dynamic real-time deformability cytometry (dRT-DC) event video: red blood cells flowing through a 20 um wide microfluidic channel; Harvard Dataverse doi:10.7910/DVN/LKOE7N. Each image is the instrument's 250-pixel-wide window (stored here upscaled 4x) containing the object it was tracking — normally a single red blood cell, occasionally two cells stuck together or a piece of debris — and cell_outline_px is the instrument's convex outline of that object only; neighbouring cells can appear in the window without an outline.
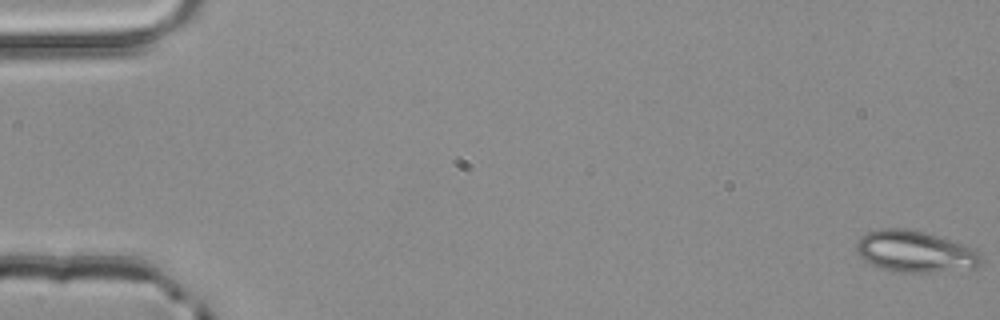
{"species": "common noctule bat (a hibernating species)", "species_latin": "Nyctalus noctula", "temperature_condition": "room temperature", "stored_images_in_passage": 4, "camera_frame_rate_fps": 3000, "um_per_image_px": 0.085, "animal": {"sex": "male", "body_mass_g": 20.4}, "frame": {"image": 1, "passage_image": 1, "time_ms": 0.0, "image_size_px": [1000, 320], "cell_outline_px": [[980, 264], [976, 268], [936, 272], [900, 272], [884, 268], [872, 264], [864, 260], [856, 252], [856, 244], [860, 236], [868, 232], [880, 228], [908, 228], [924, 232], [964, 244], [980, 252]], "centroid_in_image_um": [77.77, 21.37], "position_along_channel_um": 7.2, "area_um2": 30.11}}
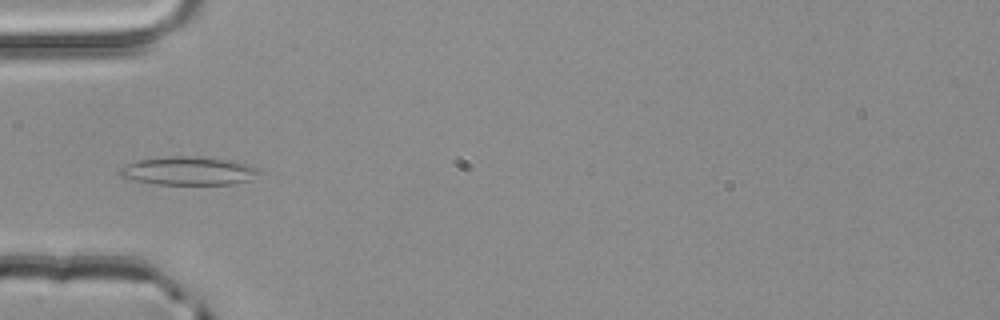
{"frame": {"image": 2, "passage_image": 4, "time_ms": 1.0, "image_size_px": [1000, 320], "cell_outline_px": [[260, 172], [252, 180], [232, 184], [156, 184], [136, 180], [120, 176], [120, 168], [136, 160], [168, 156], [196, 156], [232, 160], [248, 164], [260, 168]], "centroid_in_image_um": [16.09, 14.51], "position_along_channel_um": 68.9, "area_um2": 23.12}}